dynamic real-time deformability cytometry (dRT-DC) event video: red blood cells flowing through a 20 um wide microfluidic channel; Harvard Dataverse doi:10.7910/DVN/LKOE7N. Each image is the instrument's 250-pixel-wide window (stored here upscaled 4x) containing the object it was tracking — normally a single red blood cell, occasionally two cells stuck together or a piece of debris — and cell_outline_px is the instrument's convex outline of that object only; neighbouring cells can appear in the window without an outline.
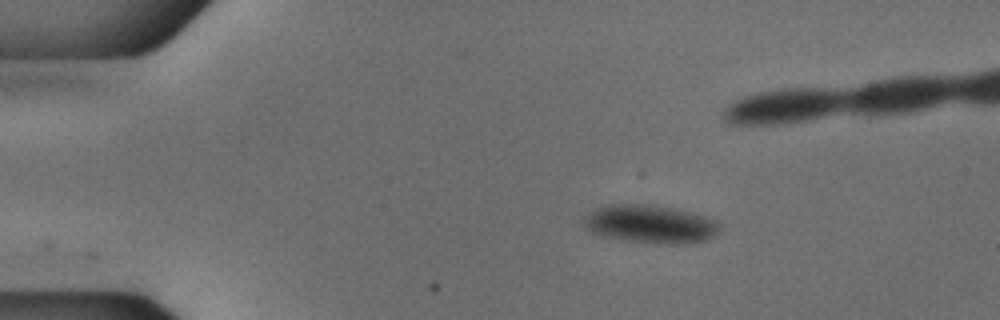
{"species": "common noctule bat (a hibernating species)", "species_latin": "Nyctalus noctula", "temperature_condition": "cold", "stored_images_in_passage": 46, "camera_frame_rate_fps": 3000, "um_per_image_px": 0.085, "animal": {"sex": "male", "body_mass_g": 18.8}, "frame": {"image": 1, "passage_image": 1, "time_ms": 0.0, "image_size_px": [1000, 320], "cell_outline_px": [[720, 228], [712, 236], [704, 240], [684, 244], [656, 244], [628, 240], [604, 236], [592, 232], [584, 224], [584, 216], [596, 208], [608, 204], [648, 204], [676, 208], [692, 212], [716, 220], [720, 224]], "centroid_in_image_um": [55.29, 19.03], "position_along_channel_um": 29.7, "area_um2": 30.17}}
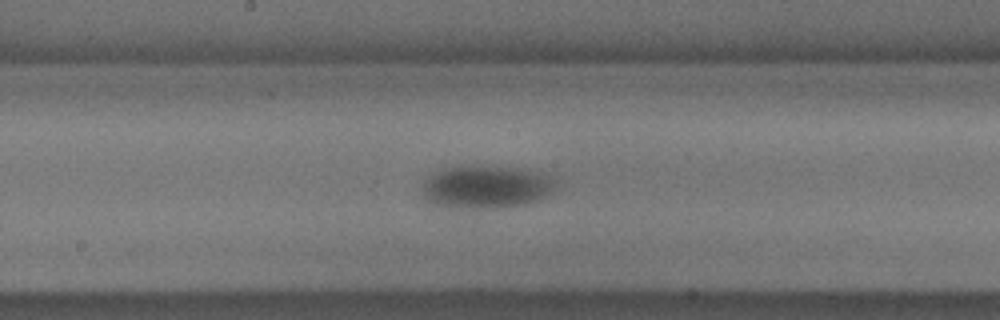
{"frame": {"image": 2, "passage_image": 20, "time_ms": 6.333, "image_size_px": [1000, 320], "cell_outline_px": [[560, 176], [556, 184], [548, 196], [540, 200], [524, 204], [492, 208], [460, 208], [440, 204], [428, 200], [424, 192], [424, 180], [428, 176], [440, 168], [524, 168], [548, 172]], "centroid_in_image_um": [41.49, 15.88], "position_along_channel_um": 206.7, "area_um2": 33.06}}
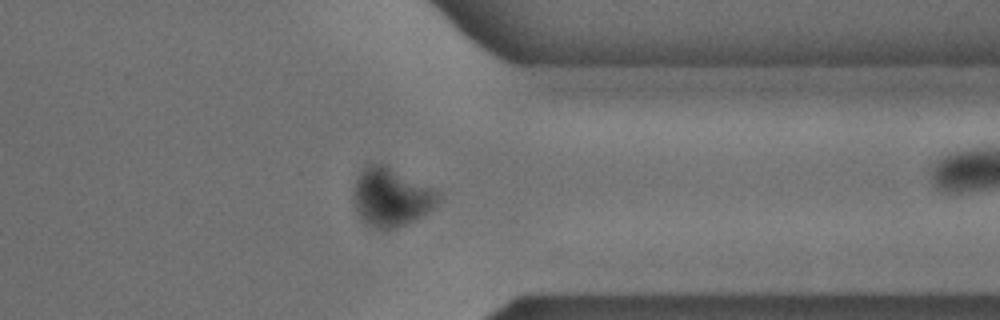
{"frame": {"image": 3, "passage_image": 34, "time_ms": 11.0, "image_size_px": [1000, 320], "cell_outline_px": [[440, 196], [436, 204], [432, 208], [420, 216], [396, 228], [376, 228], [364, 224], [356, 212], [352, 192], [352, 188], [356, 176], [364, 168], [380, 160], [440, 192]], "centroid_in_image_um": [33.19, 16.71], "position_along_channel_um": 378.2, "area_um2": 29.13}}